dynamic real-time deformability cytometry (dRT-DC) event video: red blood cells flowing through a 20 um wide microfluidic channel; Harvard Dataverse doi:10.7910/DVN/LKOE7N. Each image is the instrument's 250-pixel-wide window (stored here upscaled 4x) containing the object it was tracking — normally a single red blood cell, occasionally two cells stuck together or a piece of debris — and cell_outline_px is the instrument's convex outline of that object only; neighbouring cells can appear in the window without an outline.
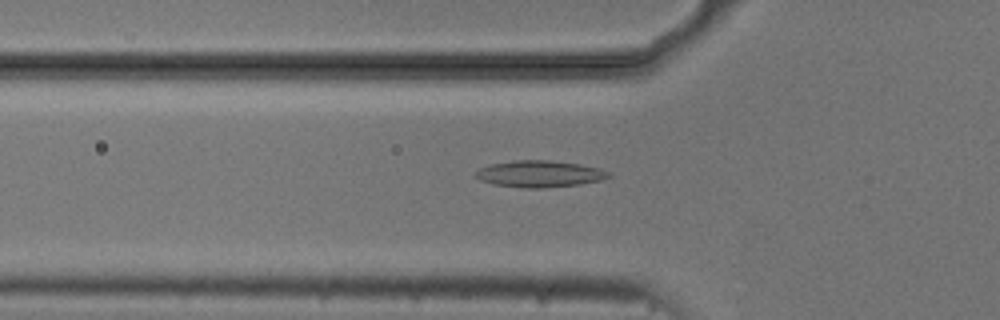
{"species": "common noctule bat (a hibernating species)", "species_latin": "Nyctalus noctula", "temperature_condition": "cold", "stored_images_in_passage": 54, "camera_frame_rate_fps": 3000, "um_per_image_px": 0.085, "animal": {"sex": "male", "body_mass_g": 20.5, "forearm_length_mm": 52.5}, "frame": {"image": 1, "passage_image": 18, "time_ms": 5.667, "image_size_px": [1000, 320], "cell_outline_px": [[612, 176], [600, 180], [580, 184], [544, 188], [524, 188], [492, 184], [480, 180], [476, 176], [476, 172], [480, 168], [492, 164], [512, 160], [552, 160], [580, 164], [600, 168], [608, 172]], "centroid_in_image_um": [45.87, 14.78], "position_along_channel_um": 79.9, "area_um2": 20.63}}
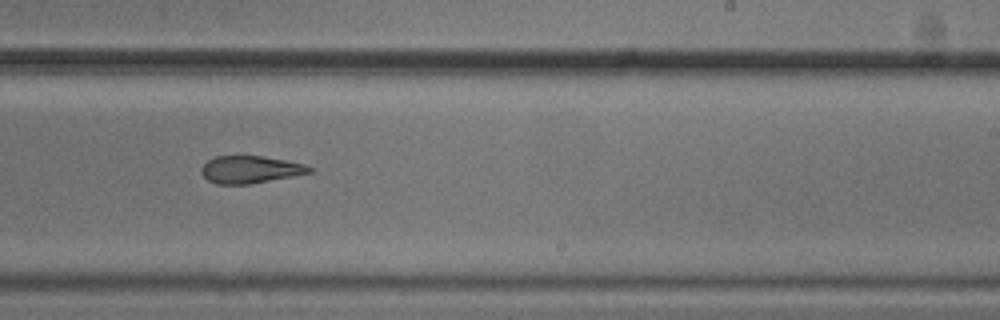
{"frame": {"image": 2, "passage_image": 33, "time_ms": 10.667, "image_size_px": [1000, 320], "cell_outline_px": [[312, 172], [252, 184], [216, 184], [208, 180], [200, 172], [200, 168], [208, 160], [216, 156], [264, 156], [304, 164], [312, 168]], "centroid_in_image_um": [21.24, 14.41], "position_along_channel_um": 267.8, "area_um2": 17.17}}
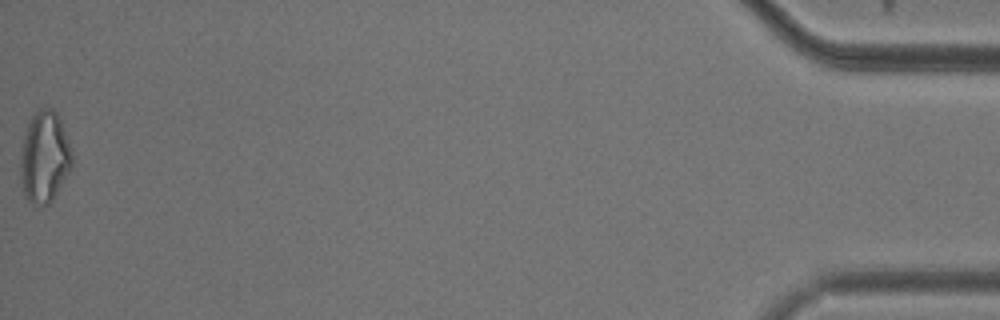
{"frame": {"image": 3, "passage_image": 54, "time_ms": 17.667, "image_size_px": [1000, 320], "cell_outline_px": [[72, 164], [68, 172], [52, 200], [48, 204], [36, 208], [24, 196], [20, 176], [20, 156], [24, 132], [36, 108], [52, 108], [56, 112], [60, 120], [72, 148]], "centroid_in_image_um": [3.76, 13.35], "position_along_channel_um": 431.4, "area_um2": 27.74}, "authors_computed_cell_mechanics": {"area_um2": 20.0566, "velocity_mm_per_s": 3.7311, "shape_relaxation_time_tau1_ms": null, "shape_relaxation_time_tau2_ms": 4.5165, "deformation_change_tau1": null, "deformation_change_tau2": 0.1288}}